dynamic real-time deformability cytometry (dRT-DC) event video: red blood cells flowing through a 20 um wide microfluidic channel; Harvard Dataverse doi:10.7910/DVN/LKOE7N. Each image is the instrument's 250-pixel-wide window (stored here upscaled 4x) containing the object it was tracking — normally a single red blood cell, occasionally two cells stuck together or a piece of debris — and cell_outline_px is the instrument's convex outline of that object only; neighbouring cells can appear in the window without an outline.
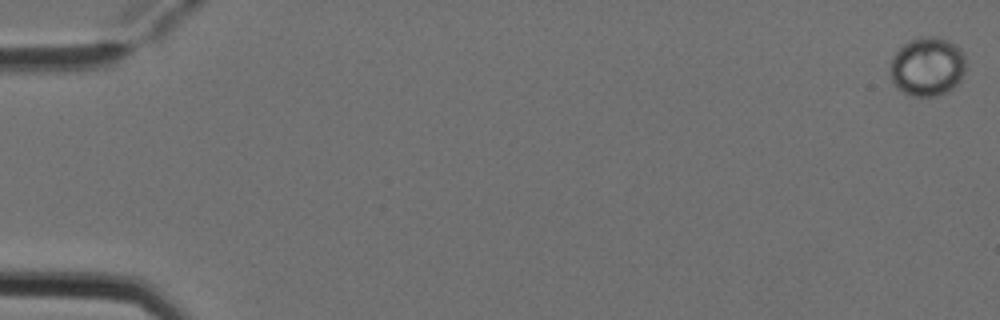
{"species": "Egyptian fruit bat (a non-hibernating species)", "species_latin": "Rousettus aegyptiacus", "temperature_condition": "cold", "stored_images_in_passage": 6, "camera_frame_rate_fps": 3000, "um_per_image_px": 0.085, "animal": {"sex": "female"}, "frame": {"image": 1, "passage_image": 1, "time_ms": 0.0, "image_size_px": [1000, 320], "cell_outline_px": [[964, 72], [960, 80], [948, 92], [936, 96], [912, 96], [896, 88], [892, 84], [892, 56], [908, 40], [920, 36], [936, 36], [948, 40], [956, 44], [960, 48], [964, 56]], "centroid_in_image_um": [78.83, 5.65], "position_along_channel_um": 6.2, "area_um2": 26.01}}
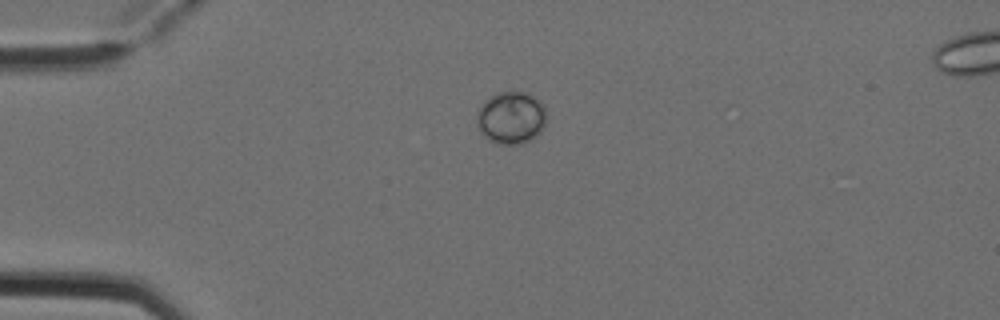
{"frame": {"image": 2, "passage_image": 4, "time_ms": 1.0, "image_size_px": [1000, 320], "cell_outline_px": [[548, 116], [540, 132], [532, 140], [524, 144], [500, 144], [488, 140], [480, 132], [476, 124], [476, 112], [484, 100], [488, 96], [496, 92], [528, 92], [540, 100], [544, 104]], "centroid_in_image_um": [43.44, 10.0], "position_along_channel_um": 41.6, "area_um2": 21.96}}